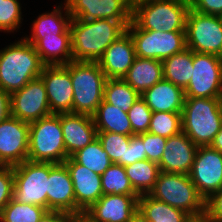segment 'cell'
<instances>
[{
    "mask_svg": "<svg viewBox=\"0 0 222 222\" xmlns=\"http://www.w3.org/2000/svg\"><path fill=\"white\" fill-rule=\"evenodd\" d=\"M130 23L112 19L84 21L72 18L70 31L73 61L97 62L104 51L126 32Z\"/></svg>",
    "mask_w": 222,
    "mask_h": 222,
    "instance_id": "1",
    "label": "cell"
},
{
    "mask_svg": "<svg viewBox=\"0 0 222 222\" xmlns=\"http://www.w3.org/2000/svg\"><path fill=\"white\" fill-rule=\"evenodd\" d=\"M44 66L34 46L22 38L0 50V88L11 95L38 78Z\"/></svg>",
    "mask_w": 222,
    "mask_h": 222,
    "instance_id": "2",
    "label": "cell"
},
{
    "mask_svg": "<svg viewBox=\"0 0 222 222\" xmlns=\"http://www.w3.org/2000/svg\"><path fill=\"white\" fill-rule=\"evenodd\" d=\"M189 0L132 1V21L142 30L185 32Z\"/></svg>",
    "mask_w": 222,
    "mask_h": 222,
    "instance_id": "3",
    "label": "cell"
},
{
    "mask_svg": "<svg viewBox=\"0 0 222 222\" xmlns=\"http://www.w3.org/2000/svg\"><path fill=\"white\" fill-rule=\"evenodd\" d=\"M222 126V98H185L182 132L197 146H209Z\"/></svg>",
    "mask_w": 222,
    "mask_h": 222,
    "instance_id": "4",
    "label": "cell"
},
{
    "mask_svg": "<svg viewBox=\"0 0 222 222\" xmlns=\"http://www.w3.org/2000/svg\"><path fill=\"white\" fill-rule=\"evenodd\" d=\"M151 197L188 214L193 220L205 215V200L188 174L160 172Z\"/></svg>",
    "mask_w": 222,
    "mask_h": 222,
    "instance_id": "5",
    "label": "cell"
},
{
    "mask_svg": "<svg viewBox=\"0 0 222 222\" xmlns=\"http://www.w3.org/2000/svg\"><path fill=\"white\" fill-rule=\"evenodd\" d=\"M73 113L93 116L103 101L107 81L98 62L71 61Z\"/></svg>",
    "mask_w": 222,
    "mask_h": 222,
    "instance_id": "6",
    "label": "cell"
},
{
    "mask_svg": "<svg viewBox=\"0 0 222 222\" xmlns=\"http://www.w3.org/2000/svg\"><path fill=\"white\" fill-rule=\"evenodd\" d=\"M63 137L60 113L29 123L28 160L63 163L69 158Z\"/></svg>",
    "mask_w": 222,
    "mask_h": 222,
    "instance_id": "7",
    "label": "cell"
},
{
    "mask_svg": "<svg viewBox=\"0 0 222 222\" xmlns=\"http://www.w3.org/2000/svg\"><path fill=\"white\" fill-rule=\"evenodd\" d=\"M13 198L20 203L39 205L48 210L49 163L24 161L13 166Z\"/></svg>",
    "mask_w": 222,
    "mask_h": 222,
    "instance_id": "8",
    "label": "cell"
},
{
    "mask_svg": "<svg viewBox=\"0 0 222 222\" xmlns=\"http://www.w3.org/2000/svg\"><path fill=\"white\" fill-rule=\"evenodd\" d=\"M186 48L222 57V16L189 9L185 26Z\"/></svg>",
    "mask_w": 222,
    "mask_h": 222,
    "instance_id": "9",
    "label": "cell"
},
{
    "mask_svg": "<svg viewBox=\"0 0 222 222\" xmlns=\"http://www.w3.org/2000/svg\"><path fill=\"white\" fill-rule=\"evenodd\" d=\"M126 31L133 40L137 57L163 61L186 48L185 32L142 30L133 21Z\"/></svg>",
    "mask_w": 222,
    "mask_h": 222,
    "instance_id": "10",
    "label": "cell"
},
{
    "mask_svg": "<svg viewBox=\"0 0 222 222\" xmlns=\"http://www.w3.org/2000/svg\"><path fill=\"white\" fill-rule=\"evenodd\" d=\"M193 67L185 98H222V57L193 52Z\"/></svg>",
    "mask_w": 222,
    "mask_h": 222,
    "instance_id": "11",
    "label": "cell"
},
{
    "mask_svg": "<svg viewBox=\"0 0 222 222\" xmlns=\"http://www.w3.org/2000/svg\"><path fill=\"white\" fill-rule=\"evenodd\" d=\"M199 194L207 200L222 189V153L209 146H198L190 173Z\"/></svg>",
    "mask_w": 222,
    "mask_h": 222,
    "instance_id": "12",
    "label": "cell"
},
{
    "mask_svg": "<svg viewBox=\"0 0 222 222\" xmlns=\"http://www.w3.org/2000/svg\"><path fill=\"white\" fill-rule=\"evenodd\" d=\"M11 116L32 123L50 116L46 88L40 77L29 81L22 89L10 95Z\"/></svg>",
    "mask_w": 222,
    "mask_h": 222,
    "instance_id": "13",
    "label": "cell"
},
{
    "mask_svg": "<svg viewBox=\"0 0 222 222\" xmlns=\"http://www.w3.org/2000/svg\"><path fill=\"white\" fill-rule=\"evenodd\" d=\"M29 123L9 116L0 122V165L14 166L28 160Z\"/></svg>",
    "mask_w": 222,
    "mask_h": 222,
    "instance_id": "14",
    "label": "cell"
},
{
    "mask_svg": "<svg viewBox=\"0 0 222 222\" xmlns=\"http://www.w3.org/2000/svg\"><path fill=\"white\" fill-rule=\"evenodd\" d=\"M39 77L45 85L51 113H73L70 62L66 65H45Z\"/></svg>",
    "mask_w": 222,
    "mask_h": 222,
    "instance_id": "15",
    "label": "cell"
},
{
    "mask_svg": "<svg viewBox=\"0 0 222 222\" xmlns=\"http://www.w3.org/2000/svg\"><path fill=\"white\" fill-rule=\"evenodd\" d=\"M72 18L132 21V0H66Z\"/></svg>",
    "mask_w": 222,
    "mask_h": 222,
    "instance_id": "16",
    "label": "cell"
},
{
    "mask_svg": "<svg viewBox=\"0 0 222 222\" xmlns=\"http://www.w3.org/2000/svg\"><path fill=\"white\" fill-rule=\"evenodd\" d=\"M71 176L75 193V216L83 215L103 196L101 175L78 164L72 157L63 162Z\"/></svg>",
    "mask_w": 222,
    "mask_h": 222,
    "instance_id": "17",
    "label": "cell"
},
{
    "mask_svg": "<svg viewBox=\"0 0 222 222\" xmlns=\"http://www.w3.org/2000/svg\"><path fill=\"white\" fill-rule=\"evenodd\" d=\"M139 195H103L83 215L90 222H129L138 209Z\"/></svg>",
    "mask_w": 222,
    "mask_h": 222,
    "instance_id": "18",
    "label": "cell"
},
{
    "mask_svg": "<svg viewBox=\"0 0 222 222\" xmlns=\"http://www.w3.org/2000/svg\"><path fill=\"white\" fill-rule=\"evenodd\" d=\"M198 146L183 132L166 140L165 151L160 160L161 172L189 174Z\"/></svg>",
    "mask_w": 222,
    "mask_h": 222,
    "instance_id": "19",
    "label": "cell"
},
{
    "mask_svg": "<svg viewBox=\"0 0 222 222\" xmlns=\"http://www.w3.org/2000/svg\"><path fill=\"white\" fill-rule=\"evenodd\" d=\"M75 215V193L70 173L64 163H49L48 211Z\"/></svg>",
    "mask_w": 222,
    "mask_h": 222,
    "instance_id": "20",
    "label": "cell"
},
{
    "mask_svg": "<svg viewBox=\"0 0 222 222\" xmlns=\"http://www.w3.org/2000/svg\"><path fill=\"white\" fill-rule=\"evenodd\" d=\"M60 122L68 157H71L97 138V130L92 116L60 113Z\"/></svg>",
    "mask_w": 222,
    "mask_h": 222,
    "instance_id": "21",
    "label": "cell"
},
{
    "mask_svg": "<svg viewBox=\"0 0 222 222\" xmlns=\"http://www.w3.org/2000/svg\"><path fill=\"white\" fill-rule=\"evenodd\" d=\"M135 58L134 43L126 31L104 51L97 62L107 79H123Z\"/></svg>",
    "mask_w": 222,
    "mask_h": 222,
    "instance_id": "22",
    "label": "cell"
},
{
    "mask_svg": "<svg viewBox=\"0 0 222 222\" xmlns=\"http://www.w3.org/2000/svg\"><path fill=\"white\" fill-rule=\"evenodd\" d=\"M141 98L152 112H182L185 95L181 87L163 79L144 91Z\"/></svg>",
    "mask_w": 222,
    "mask_h": 222,
    "instance_id": "23",
    "label": "cell"
},
{
    "mask_svg": "<svg viewBox=\"0 0 222 222\" xmlns=\"http://www.w3.org/2000/svg\"><path fill=\"white\" fill-rule=\"evenodd\" d=\"M62 6V4L59 5L51 13L39 15L33 21L31 37H25L24 39L34 46L44 36L71 34L70 23L72 17L66 3L64 4L65 14H62Z\"/></svg>",
    "mask_w": 222,
    "mask_h": 222,
    "instance_id": "24",
    "label": "cell"
},
{
    "mask_svg": "<svg viewBox=\"0 0 222 222\" xmlns=\"http://www.w3.org/2000/svg\"><path fill=\"white\" fill-rule=\"evenodd\" d=\"M164 79L163 62L161 60L137 57L127 74L123 77L140 95Z\"/></svg>",
    "mask_w": 222,
    "mask_h": 222,
    "instance_id": "25",
    "label": "cell"
},
{
    "mask_svg": "<svg viewBox=\"0 0 222 222\" xmlns=\"http://www.w3.org/2000/svg\"><path fill=\"white\" fill-rule=\"evenodd\" d=\"M34 48L45 65H66L73 61L71 34L44 36Z\"/></svg>",
    "mask_w": 222,
    "mask_h": 222,
    "instance_id": "26",
    "label": "cell"
},
{
    "mask_svg": "<svg viewBox=\"0 0 222 222\" xmlns=\"http://www.w3.org/2000/svg\"><path fill=\"white\" fill-rule=\"evenodd\" d=\"M97 132H111L133 136L130 120L126 112L106 103L104 100L92 116Z\"/></svg>",
    "mask_w": 222,
    "mask_h": 222,
    "instance_id": "27",
    "label": "cell"
},
{
    "mask_svg": "<svg viewBox=\"0 0 222 222\" xmlns=\"http://www.w3.org/2000/svg\"><path fill=\"white\" fill-rule=\"evenodd\" d=\"M138 209L149 222H192L184 211L154 199L149 194L138 199Z\"/></svg>",
    "mask_w": 222,
    "mask_h": 222,
    "instance_id": "28",
    "label": "cell"
},
{
    "mask_svg": "<svg viewBox=\"0 0 222 222\" xmlns=\"http://www.w3.org/2000/svg\"><path fill=\"white\" fill-rule=\"evenodd\" d=\"M162 62L164 80L170 81L184 90L192 78L193 51L185 48L182 52L174 54Z\"/></svg>",
    "mask_w": 222,
    "mask_h": 222,
    "instance_id": "29",
    "label": "cell"
},
{
    "mask_svg": "<svg viewBox=\"0 0 222 222\" xmlns=\"http://www.w3.org/2000/svg\"><path fill=\"white\" fill-rule=\"evenodd\" d=\"M125 170L134 191L139 196L149 194L153 190L161 172L157 163L147 159L127 165Z\"/></svg>",
    "mask_w": 222,
    "mask_h": 222,
    "instance_id": "30",
    "label": "cell"
},
{
    "mask_svg": "<svg viewBox=\"0 0 222 222\" xmlns=\"http://www.w3.org/2000/svg\"><path fill=\"white\" fill-rule=\"evenodd\" d=\"M140 97L123 79H107L105 83L103 100L126 113Z\"/></svg>",
    "mask_w": 222,
    "mask_h": 222,
    "instance_id": "31",
    "label": "cell"
},
{
    "mask_svg": "<svg viewBox=\"0 0 222 222\" xmlns=\"http://www.w3.org/2000/svg\"><path fill=\"white\" fill-rule=\"evenodd\" d=\"M71 157L78 164L99 175H102L113 164L98 138L74 153Z\"/></svg>",
    "mask_w": 222,
    "mask_h": 222,
    "instance_id": "32",
    "label": "cell"
},
{
    "mask_svg": "<svg viewBox=\"0 0 222 222\" xmlns=\"http://www.w3.org/2000/svg\"><path fill=\"white\" fill-rule=\"evenodd\" d=\"M101 186L103 195H138L127 177L125 167L113 163L102 175Z\"/></svg>",
    "mask_w": 222,
    "mask_h": 222,
    "instance_id": "33",
    "label": "cell"
},
{
    "mask_svg": "<svg viewBox=\"0 0 222 222\" xmlns=\"http://www.w3.org/2000/svg\"><path fill=\"white\" fill-rule=\"evenodd\" d=\"M47 211L42 206L20 203L12 198L0 212V222H38Z\"/></svg>",
    "mask_w": 222,
    "mask_h": 222,
    "instance_id": "34",
    "label": "cell"
},
{
    "mask_svg": "<svg viewBox=\"0 0 222 222\" xmlns=\"http://www.w3.org/2000/svg\"><path fill=\"white\" fill-rule=\"evenodd\" d=\"M148 132L165 138L182 132V112H153Z\"/></svg>",
    "mask_w": 222,
    "mask_h": 222,
    "instance_id": "35",
    "label": "cell"
},
{
    "mask_svg": "<svg viewBox=\"0 0 222 222\" xmlns=\"http://www.w3.org/2000/svg\"><path fill=\"white\" fill-rule=\"evenodd\" d=\"M97 138L113 163L125 167V153L131 136L111 132H97Z\"/></svg>",
    "mask_w": 222,
    "mask_h": 222,
    "instance_id": "36",
    "label": "cell"
},
{
    "mask_svg": "<svg viewBox=\"0 0 222 222\" xmlns=\"http://www.w3.org/2000/svg\"><path fill=\"white\" fill-rule=\"evenodd\" d=\"M21 14L18 0H0V31L13 32L19 29Z\"/></svg>",
    "mask_w": 222,
    "mask_h": 222,
    "instance_id": "37",
    "label": "cell"
},
{
    "mask_svg": "<svg viewBox=\"0 0 222 222\" xmlns=\"http://www.w3.org/2000/svg\"><path fill=\"white\" fill-rule=\"evenodd\" d=\"M152 113L141 97L133 104L127 112L133 135L148 132Z\"/></svg>",
    "mask_w": 222,
    "mask_h": 222,
    "instance_id": "38",
    "label": "cell"
},
{
    "mask_svg": "<svg viewBox=\"0 0 222 222\" xmlns=\"http://www.w3.org/2000/svg\"><path fill=\"white\" fill-rule=\"evenodd\" d=\"M139 136L142 138L147 160L159 164L167 138L149 132L141 133Z\"/></svg>",
    "mask_w": 222,
    "mask_h": 222,
    "instance_id": "39",
    "label": "cell"
},
{
    "mask_svg": "<svg viewBox=\"0 0 222 222\" xmlns=\"http://www.w3.org/2000/svg\"><path fill=\"white\" fill-rule=\"evenodd\" d=\"M13 193V166H0V212L11 201Z\"/></svg>",
    "mask_w": 222,
    "mask_h": 222,
    "instance_id": "40",
    "label": "cell"
},
{
    "mask_svg": "<svg viewBox=\"0 0 222 222\" xmlns=\"http://www.w3.org/2000/svg\"><path fill=\"white\" fill-rule=\"evenodd\" d=\"M204 219L208 222H222V189L205 200Z\"/></svg>",
    "mask_w": 222,
    "mask_h": 222,
    "instance_id": "41",
    "label": "cell"
},
{
    "mask_svg": "<svg viewBox=\"0 0 222 222\" xmlns=\"http://www.w3.org/2000/svg\"><path fill=\"white\" fill-rule=\"evenodd\" d=\"M145 159L147 158L142 138L139 135L131 136L129 147L125 153V166Z\"/></svg>",
    "mask_w": 222,
    "mask_h": 222,
    "instance_id": "42",
    "label": "cell"
},
{
    "mask_svg": "<svg viewBox=\"0 0 222 222\" xmlns=\"http://www.w3.org/2000/svg\"><path fill=\"white\" fill-rule=\"evenodd\" d=\"M190 8L203 14L222 16V0H190Z\"/></svg>",
    "mask_w": 222,
    "mask_h": 222,
    "instance_id": "43",
    "label": "cell"
},
{
    "mask_svg": "<svg viewBox=\"0 0 222 222\" xmlns=\"http://www.w3.org/2000/svg\"><path fill=\"white\" fill-rule=\"evenodd\" d=\"M75 215L63 211H47L38 222H71Z\"/></svg>",
    "mask_w": 222,
    "mask_h": 222,
    "instance_id": "44",
    "label": "cell"
},
{
    "mask_svg": "<svg viewBox=\"0 0 222 222\" xmlns=\"http://www.w3.org/2000/svg\"><path fill=\"white\" fill-rule=\"evenodd\" d=\"M11 115L10 94L0 88V122Z\"/></svg>",
    "mask_w": 222,
    "mask_h": 222,
    "instance_id": "45",
    "label": "cell"
},
{
    "mask_svg": "<svg viewBox=\"0 0 222 222\" xmlns=\"http://www.w3.org/2000/svg\"><path fill=\"white\" fill-rule=\"evenodd\" d=\"M210 146L222 153V126Z\"/></svg>",
    "mask_w": 222,
    "mask_h": 222,
    "instance_id": "46",
    "label": "cell"
},
{
    "mask_svg": "<svg viewBox=\"0 0 222 222\" xmlns=\"http://www.w3.org/2000/svg\"><path fill=\"white\" fill-rule=\"evenodd\" d=\"M129 222H149L139 209L131 216Z\"/></svg>",
    "mask_w": 222,
    "mask_h": 222,
    "instance_id": "47",
    "label": "cell"
},
{
    "mask_svg": "<svg viewBox=\"0 0 222 222\" xmlns=\"http://www.w3.org/2000/svg\"><path fill=\"white\" fill-rule=\"evenodd\" d=\"M71 222H90L84 215L75 216Z\"/></svg>",
    "mask_w": 222,
    "mask_h": 222,
    "instance_id": "48",
    "label": "cell"
},
{
    "mask_svg": "<svg viewBox=\"0 0 222 222\" xmlns=\"http://www.w3.org/2000/svg\"><path fill=\"white\" fill-rule=\"evenodd\" d=\"M192 222H204V218H202L200 220H193Z\"/></svg>",
    "mask_w": 222,
    "mask_h": 222,
    "instance_id": "49",
    "label": "cell"
}]
</instances>
